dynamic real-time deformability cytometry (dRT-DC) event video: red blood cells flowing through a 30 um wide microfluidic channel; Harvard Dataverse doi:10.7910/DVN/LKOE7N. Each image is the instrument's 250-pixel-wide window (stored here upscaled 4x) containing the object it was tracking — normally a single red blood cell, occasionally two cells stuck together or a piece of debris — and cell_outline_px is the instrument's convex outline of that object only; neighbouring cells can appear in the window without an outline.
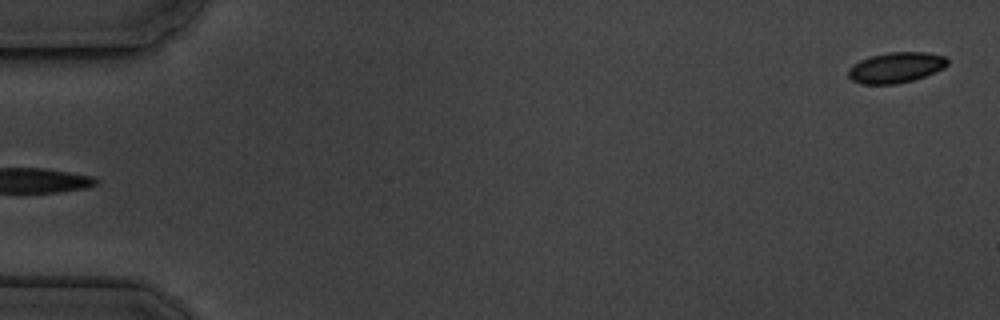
{"species": "common noctule bat (a hibernating species)", "species_latin": "Nyctalus noctula", "temperature_condition": "cold", "stored_images_in_passage": 3, "segment_of_instrument_passage": [2, 2], "camera_frame_rate_fps": 3000, "um_per_image_px": 0.085, "animal": {"sex": "male", "body_mass_g": 19.5, "forearm_length_mm": 54.6}, "frame": {"image": 1, "passage_image": 3, "time_ms": 2.333, "image_size_px": [1000, 320], "cell_outline_px": [[948, 64], [944, 68], [924, 76], [912, 80], [896, 84], [860, 84], [852, 80], [848, 76], [848, 68], [860, 60], [872, 56], [888, 52], [928, 52], [944, 56], [948, 60]], "centroid_in_image_um": [76.15, 5.74], "position_along_channel_um": 8.9, "area_um2": 17.63}}